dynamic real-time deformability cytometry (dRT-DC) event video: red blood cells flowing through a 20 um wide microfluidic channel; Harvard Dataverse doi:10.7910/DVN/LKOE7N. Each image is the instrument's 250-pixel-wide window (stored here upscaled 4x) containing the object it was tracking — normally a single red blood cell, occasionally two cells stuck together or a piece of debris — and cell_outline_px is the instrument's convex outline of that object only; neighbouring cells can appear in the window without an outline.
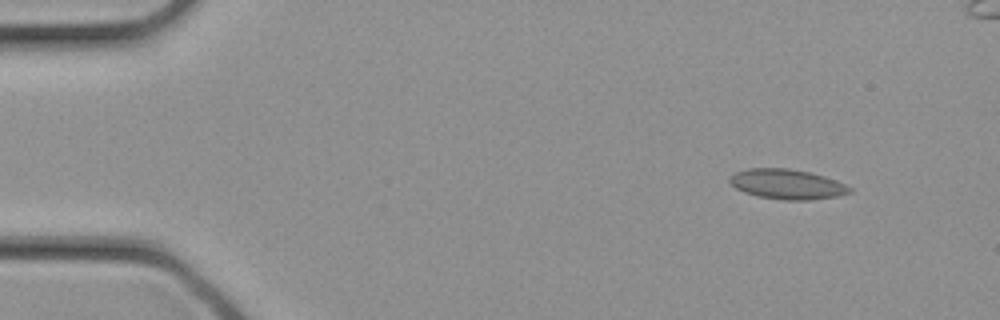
{"species": "common noctule bat (a hibernating species)", "species_latin": "Nyctalus noctula", "temperature_condition": "cold", "stored_images_in_passage": 30, "camera_frame_rate_fps": 3000, "um_per_image_px": 0.085, "animal": {"sex": "female", "body_mass_g": 21.9}, "frame": {"image": 1, "passage_image": 1, "time_ms": 0.0, "image_size_px": [1000, 320], "cell_outline_px": [[852, 192], [840, 196], [812, 200], [784, 200], [756, 196], [744, 192], [736, 188], [728, 180], [728, 176], [736, 172], [748, 168], [788, 168], [808, 172], [824, 176], [836, 180], [852, 188]], "centroid_in_image_um": [66.9, 15.66], "position_along_channel_um": 18.1, "area_um2": 21.1}}
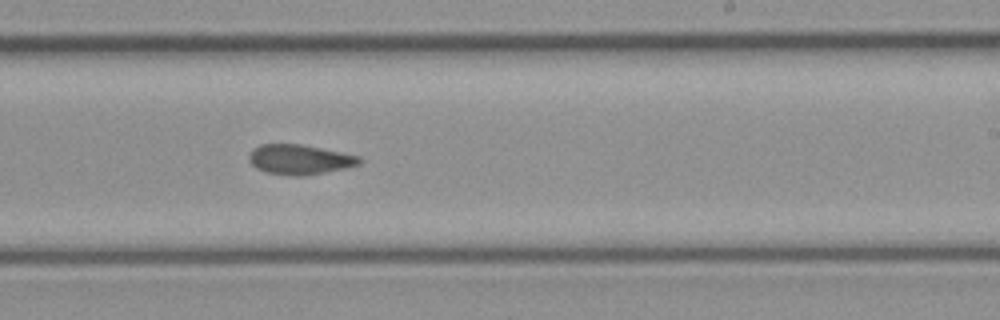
{"frame": {"image": 2, "passage_image": 17, "time_ms": 5.333, "image_size_px": [1000, 320], "cell_outline_px": [[364, 160], [360, 164], [344, 168], [324, 172], [300, 176], [292, 176], [268, 172], [256, 168], [248, 160], [248, 156], [252, 148], [260, 144], [300, 144], [360, 156]], "centroid_in_image_um": [25.45, 13.55], "position_along_channel_um": 263.5, "area_um2": 19.13}}
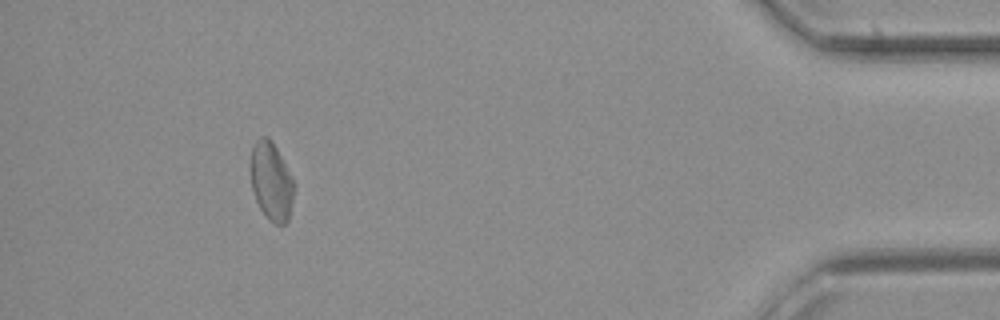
{"frame": {"image": 3, "passage_image": 27, "time_ms": 8.667, "image_size_px": [1000, 320], "cell_outline_px": [[296, 184], [288, 220], [284, 224], [276, 224], [268, 220], [260, 208], [256, 200], [252, 188], [252, 144], [260, 136], [268, 136], [272, 140]], "centroid_in_image_um": [23.09, 15.41], "position_along_channel_um": 412.1, "area_um2": 19.71}}